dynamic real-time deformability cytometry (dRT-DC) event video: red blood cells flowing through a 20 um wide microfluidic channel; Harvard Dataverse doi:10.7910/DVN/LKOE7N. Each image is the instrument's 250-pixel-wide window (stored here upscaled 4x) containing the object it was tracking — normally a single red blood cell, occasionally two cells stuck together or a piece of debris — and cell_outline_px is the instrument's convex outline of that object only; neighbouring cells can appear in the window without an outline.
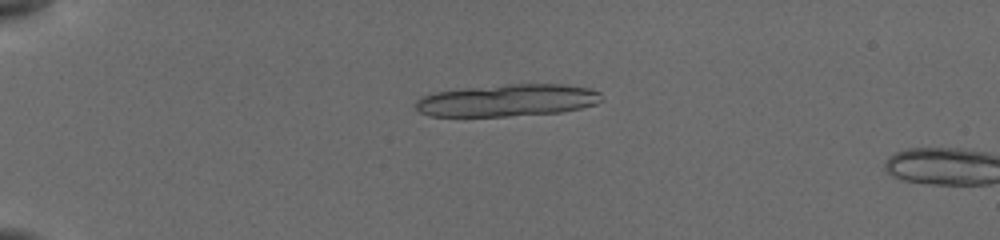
{"species": "common noctule bat (a hibernating species)", "species_latin": "Nyctalus noctula", "temperature_condition": "cold", "stored_images_in_passage": 2, "camera_frame_rate_fps": 3000, "um_per_image_px": 0.085, "animal": {"sex": "female", "body_mass_g": 19.5, "forearm_length_mm": 54.1}, "frame": {"image": 1, "passage_image": 1, "time_ms": 0.0, "image_size_px": [1000, 240], "cell_outline_px": [[600, 100], [596, 104], [580, 108], [560, 112], [508, 116], [428, 116], [420, 112], [416, 108], [416, 100], [420, 96], [436, 92], [464, 88], [508, 84], [564, 84], [588, 88], [600, 92]], "centroid_in_image_um": [43.1, 8.53], "position_along_channel_um": 41.9, "area_um2": 34.8}}